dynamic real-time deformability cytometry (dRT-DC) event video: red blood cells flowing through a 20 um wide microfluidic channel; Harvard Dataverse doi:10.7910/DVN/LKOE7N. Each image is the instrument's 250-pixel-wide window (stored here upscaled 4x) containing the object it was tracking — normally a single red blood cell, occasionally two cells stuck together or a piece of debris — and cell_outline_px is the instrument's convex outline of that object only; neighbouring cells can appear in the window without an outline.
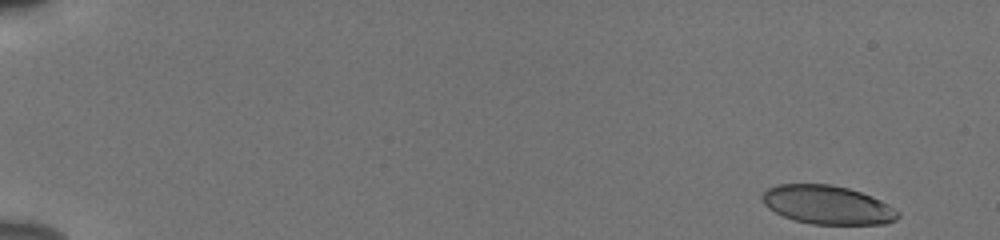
{"species": "human", "species_latin": "Homo sapiens", "temperature_condition": "cold", "stored_images_in_passage": 52, "camera_frame_rate_fps": 3000, "um_per_image_px": 0.085, "donor": {"sex": "male"}, "frame": {"image": 1, "passage_image": 1, "time_ms": 0.0, "image_size_px": [1000, 240], "cell_outline_px": [[900, 216], [896, 220], [884, 224], [812, 224], [796, 220], [784, 216], [768, 208], [764, 204], [760, 196], [768, 188], [776, 184], [832, 184], [848, 188], [872, 196], [888, 204], [900, 212]], "centroid_in_image_um": [70.34, 17.41], "position_along_channel_um": 14.7, "area_um2": 30.63}}
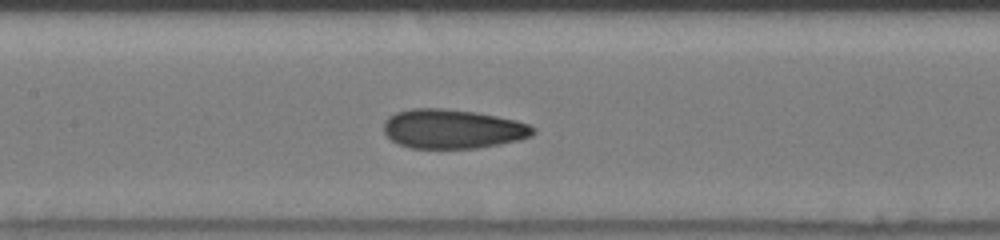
{"frame": {"image": 2, "passage_image": 26, "time_ms": 8.333, "image_size_px": [1000, 240], "cell_outline_px": [[536, 132], [532, 136], [520, 140], [500, 144], [476, 148], [412, 148], [400, 144], [392, 140], [384, 132], [384, 120], [388, 116], [396, 112], [412, 108], [440, 108], [476, 112], [516, 120], [528, 124], [536, 128]], "centroid_in_image_um": [38.49, 10.95], "position_along_channel_um": 168.9, "area_um2": 34.28}}
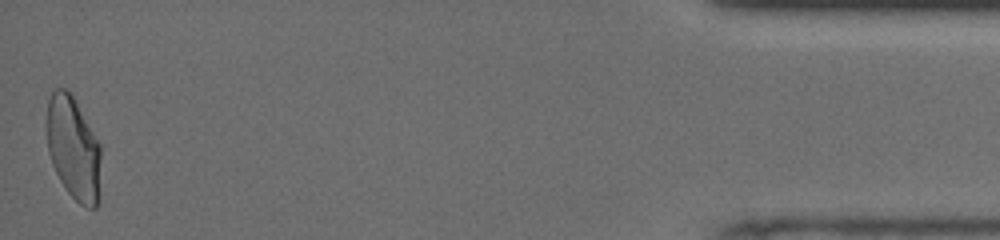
{"frame": {"image": 3, "passage_image": 52, "time_ms": 17.0, "image_size_px": [1000, 240], "cell_outline_px": [[100, 156], [96, 208], [88, 208], [80, 204], [68, 192], [60, 180], [52, 164], [48, 152], [44, 124], [48, 100], [52, 92], [56, 88], [68, 88], [72, 92], [100, 144]], "centroid_in_image_um": [6.18, 12.5], "position_along_channel_um": 429.0, "area_um2": 32.89}, "authors_computed_cell_mechanics": {"area_um2": 33.4951, "velocity_mm_per_s": 3.8638, "shape_relaxation_time_tau1_ms": 7.0587, "shape_relaxation_time_tau2_ms": 1.1667, "deformation_change_tau1": 0.1958, "deformation_change_tau2": 0.068}}